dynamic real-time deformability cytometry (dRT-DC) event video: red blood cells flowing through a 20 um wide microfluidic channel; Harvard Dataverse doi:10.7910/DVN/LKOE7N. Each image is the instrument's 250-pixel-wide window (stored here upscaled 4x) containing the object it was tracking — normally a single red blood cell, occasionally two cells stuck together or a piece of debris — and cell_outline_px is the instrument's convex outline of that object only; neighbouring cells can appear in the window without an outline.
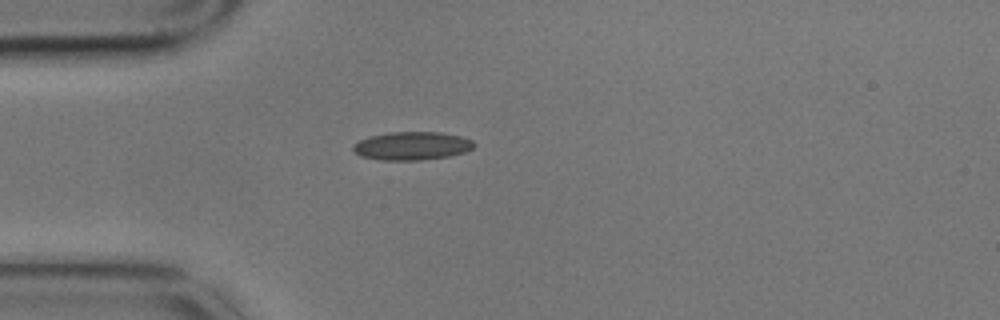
{"species": "common noctule bat (a hibernating species)", "species_latin": "Nyctalus noctula", "temperature_condition": "cold", "stored_images_in_passage": 4, "camera_frame_rate_fps": 3000, "um_per_image_px": 0.085, "animal": {"sex": "male", "body_mass_g": 17.9}, "frame": {"image": 1, "passage_image": 3, "time_ms": 0.667, "image_size_px": [1000, 320], "cell_outline_px": [[476, 144], [472, 148], [464, 152], [448, 156], [420, 160], [380, 160], [360, 156], [352, 148], [352, 144], [368, 136], [388, 132], [440, 132], [460, 136], [472, 140]], "centroid_in_image_um": [34.98, 12.39], "position_along_channel_um": 50.0, "area_um2": 19.94}}